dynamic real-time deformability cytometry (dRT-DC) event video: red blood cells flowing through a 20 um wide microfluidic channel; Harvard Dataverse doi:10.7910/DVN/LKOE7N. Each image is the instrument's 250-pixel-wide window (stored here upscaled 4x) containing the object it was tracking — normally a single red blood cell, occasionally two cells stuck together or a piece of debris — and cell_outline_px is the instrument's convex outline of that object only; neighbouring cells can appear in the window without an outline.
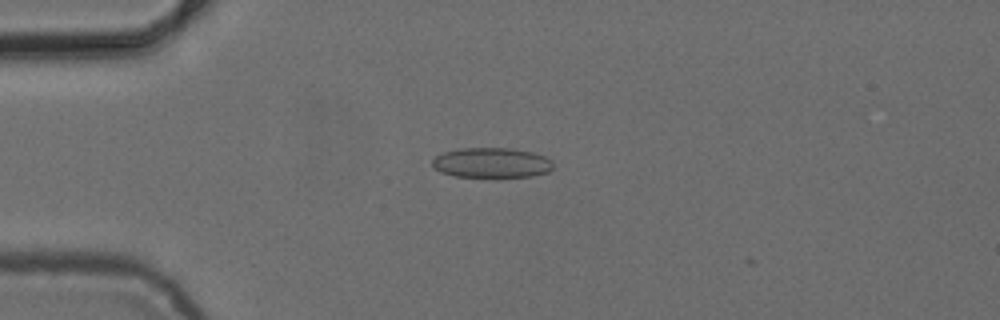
{"species": "common noctule bat (a hibernating species)", "species_latin": "Nyctalus noctula", "temperature_condition": "cold", "stored_images_in_passage": 9, "camera_frame_rate_fps": 3000, "um_per_image_px": 0.085, "animal": {"sex": "female", "body_mass_g": 24.6, "forearm_length_mm": 56.2}, "frame": {"image": 1, "passage_image": 8, "time_ms": 2.333, "image_size_px": [1000, 320], "cell_outline_px": [[552, 168], [548, 172], [532, 176], [456, 176], [440, 172], [432, 168], [432, 160], [436, 156], [444, 152], [460, 148], [512, 148], [532, 152], [544, 156], [552, 160]], "centroid_in_image_um": [41.77, 13.82], "position_along_channel_um": 43.2, "area_um2": 21.04}}